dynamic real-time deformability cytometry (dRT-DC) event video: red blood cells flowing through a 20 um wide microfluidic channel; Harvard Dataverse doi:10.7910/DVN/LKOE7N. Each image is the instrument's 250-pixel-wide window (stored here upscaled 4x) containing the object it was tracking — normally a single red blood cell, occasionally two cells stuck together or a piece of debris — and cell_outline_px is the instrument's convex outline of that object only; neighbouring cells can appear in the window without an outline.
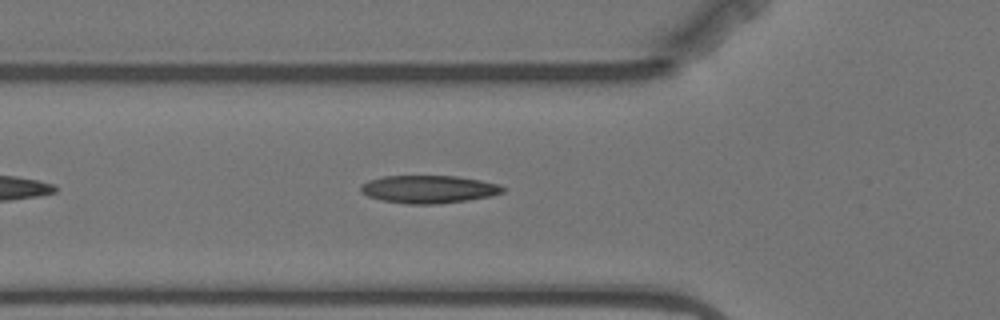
{"species": "Egyptian fruit bat (a non-hibernating species)", "species_latin": "Rousettus aegyptiacus", "temperature_condition": "warm", "stored_images_in_passage": 3, "camera_frame_rate_fps": 3000, "um_per_image_px": 0.085, "animal": {"sex": "female"}, "frame": {"image": 1, "passage_image": 3, "time_ms": 2.333, "image_size_px": [1000, 320], "cell_outline_px": [[508, 188], [504, 192], [492, 196], [468, 200], [440, 204], [408, 204], [380, 200], [368, 196], [360, 192], [360, 184], [368, 180], [384, 176], [456, 176], [480, 180], [500, 184]], "centroid_in_image_um": [36.46, 16.09], "position_along_channel_um": 89.3, "area_um2": 23.35}}